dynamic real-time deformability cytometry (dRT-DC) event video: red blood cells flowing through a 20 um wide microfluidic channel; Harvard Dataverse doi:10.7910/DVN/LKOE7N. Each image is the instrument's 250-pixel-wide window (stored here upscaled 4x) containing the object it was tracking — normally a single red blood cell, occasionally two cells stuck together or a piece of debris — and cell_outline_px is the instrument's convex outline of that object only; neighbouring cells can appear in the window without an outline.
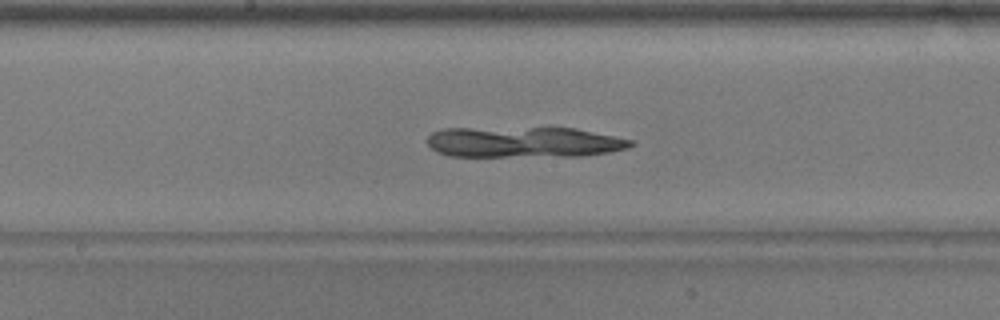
{"species": "common noctule bat (a hibernating species)", "species_latin": "Nyctalus noctula", "temperature_condition": "warm", "stored_images_in_passage": 47, "camera_frame_rate_fps": 3000, "um_per_image_px": 0.085, "animal": {"sex": "male", "body_mass_g": 17.9}, "frame": {"image": 1, "passage_image": 27, "time_ms": 8.667, "image_size_px": [1000, 320], "cell_outline_px": [[636, 144], [628, 148], [608, 152], [584, 156], [448, 156], [436, 152], [424, 140], [432, 132], [444, 128], [576, 128], [636, 140]], "centroid_in_image_um": [44.55, 12.08], "position_along_channel_um": 203.7, "area_um2": 36.82}}